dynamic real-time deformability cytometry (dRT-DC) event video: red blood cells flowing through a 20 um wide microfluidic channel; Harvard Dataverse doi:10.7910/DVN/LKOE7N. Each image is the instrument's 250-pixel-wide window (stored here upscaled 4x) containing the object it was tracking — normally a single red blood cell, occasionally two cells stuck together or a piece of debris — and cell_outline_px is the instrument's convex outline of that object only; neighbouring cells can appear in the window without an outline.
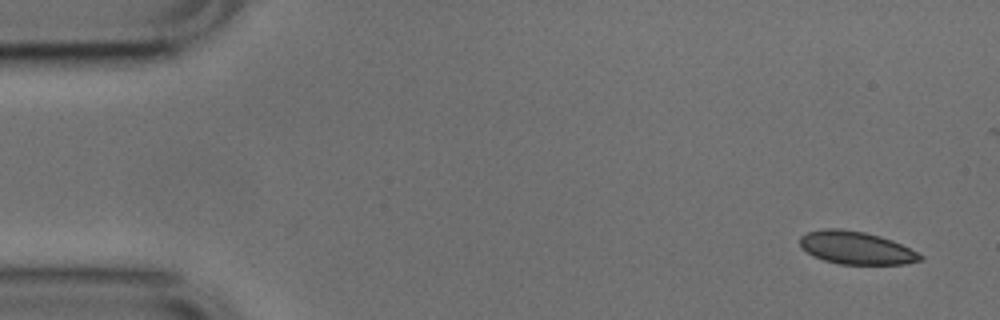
{"species": "common noctule bat (a hibernating species)", "species_latin": "Nyctalus noctula", "temperature_condition": "cold", "stored_images_in_passage": 5, "camera_frame_rate_fps": 3000, "um_per_image_px": 0.085, "animal": {"sex": "male", "body_mass_g": 17.9, "forearm_length_mm": 54.2}, "frame": {"image": 1, "passage_image": 1, "time_ms": 0.0, "image_size_px": [1000, 320], "cell_outline_px": [[924, 260], [904, 264], [840, 264], [824, 260], [812, 256], [800, 244], [800, 236], [808, 232], [824, 228], [840, 228], [864, 232], [880, 236], [892, 240], [924, 256]], "centroid_in_image_um": [72.77, 21.06], "position_along_channel_um": 12.2, "area_um2": 22.89}}
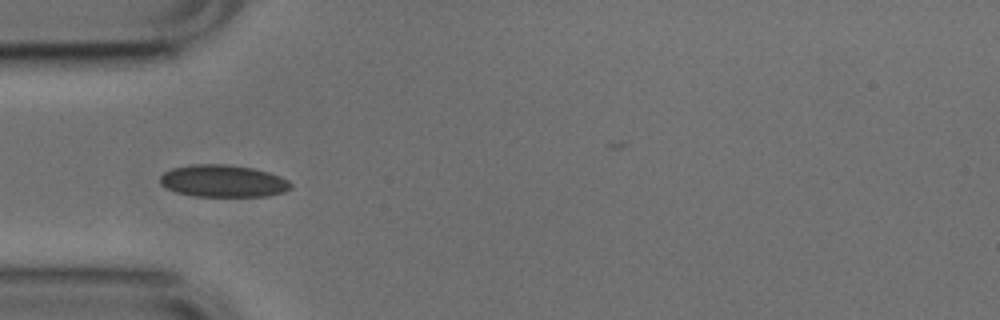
{"frame": {"image": 2, "passage_image": 4, "time_ms": 1.0, "image_size_px": [1000, 320], "cell_outline_px": [[292, 188], [284, 192], [268, 196], [192, 196], [176, 192], [160, 184], [160, 176], [164, 172], [172, 168], [192, 164], [224, 164], [252, 168], [268, 172], [280, 176], [288, 180], [292, 184]], "centroid_in_image_um": [18.97, 15.39], "position_along_channel_um": 66.0, "area_um2": 24.57}}